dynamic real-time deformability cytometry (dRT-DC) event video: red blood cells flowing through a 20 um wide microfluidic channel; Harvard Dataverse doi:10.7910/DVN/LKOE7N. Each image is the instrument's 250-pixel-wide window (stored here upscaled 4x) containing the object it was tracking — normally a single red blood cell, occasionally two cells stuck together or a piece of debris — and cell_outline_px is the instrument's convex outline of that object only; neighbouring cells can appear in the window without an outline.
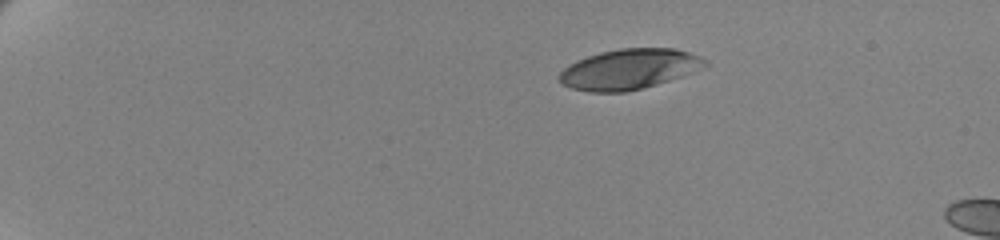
{"species": "human", "species_latin": "Homo sapiens", "temperature_condition": "cold", "stored_images_in_passage": 50, "camera_frame_rate_fps": 3000, "um_per_image_px": 0.085, "donor": {"sex": "female"}, "frame": {"image": 1, "passage_image": 1, "time_ms": 0.0, "image_size_px": [1000, 240], "cell_outline_px": [[708, 64], [680, 76], [644, 88], [624, 92], [588, 92], [572, 88], [564, 84], [556, 76], [564, 68], [588, 56], [600, 52], [620, 48], [676, 48], [700, 56]], "centroid_in_image_um": [53.44, 5.88], "position_along_channel_um": 31.6, "area_um2": 33.7}}
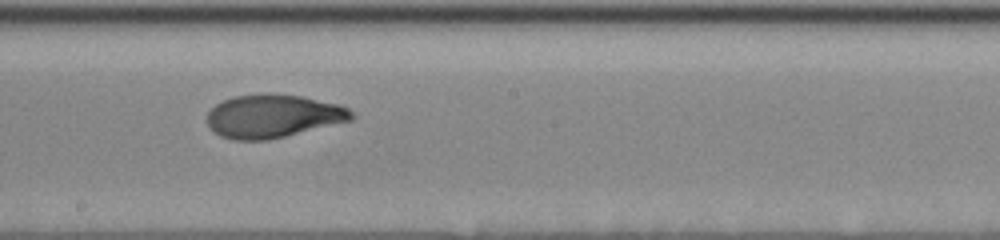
{"frame": {"image": 2, "passage_image": 27, "time_ms": 8.667, "image_size_px": [1000, 240], "cell_outline_px": [[356, 116], [352, 120], [268, 140], [232, 140], [220, 136], [208, 124], [208, 112], [216, 104], [224, 100], [236, 96], [300, 96], [340, 104], [348, 108]], "centroid_in_image_um": [23.24, 9.91], "position_along_channel_um": 225.0, "area_um2": 35.43}}
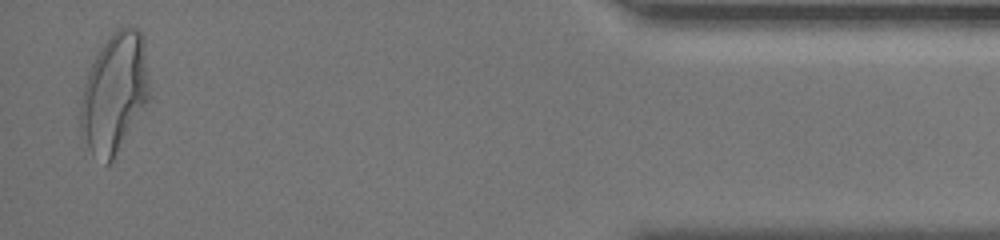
{"frame": {"image": 3, "passage_image": 49, "time_ms": 16.0, "image_size_px": [1000, 240], "cell_outline_px": [[148, 100], [112, 160], [108, 164], [104, 164], [92, 156], [80, 128], [80, 100], [84, 84], [88, 72], [100, 48], [108, 36], [112, 32], [120, 28], [136, 28], [144, 36], [148, 76]], "centroid_in_image_um": [9.7, 7.89], "position_along_channel_um": 425.5, "area_um2": 47.45}, "authors_computed_cell_mechanics": {"area_um2": 36.414, "velocity_mm_per_s": 3.4427, "shape_relaxation_time_tau1_ms": 4.6564, "shape_relaxation_time_tau2_ms": 1.3561, "deformation_change_tau1": 0.1797, "deformation_change_tau2": 0.0684}}